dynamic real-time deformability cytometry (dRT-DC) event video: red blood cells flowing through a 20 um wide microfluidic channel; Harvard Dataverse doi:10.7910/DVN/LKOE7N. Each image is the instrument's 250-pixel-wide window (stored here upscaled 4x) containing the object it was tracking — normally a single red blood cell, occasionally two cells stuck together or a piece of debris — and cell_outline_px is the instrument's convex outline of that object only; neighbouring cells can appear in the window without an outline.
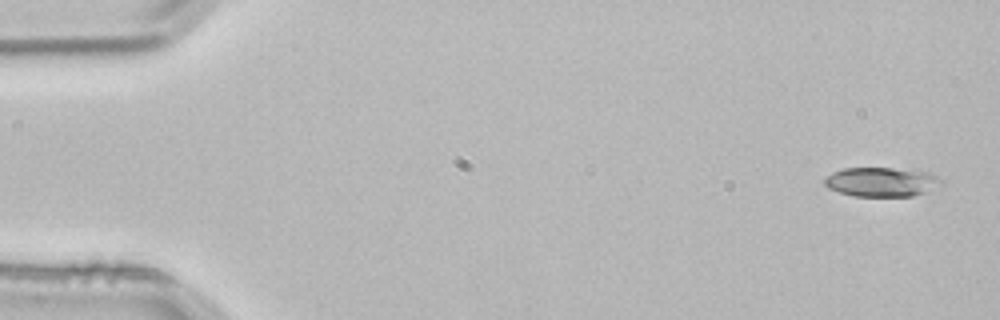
{"species": "common noctule bat (a hibernating species)", "species_latin": "Nyctalus noctula", "temperature_condition": "room temperature", "stored_images_in_passage": 4, "camera_frame_rate_fps": 3000, "um_per_image_px": 0.085, "animal": {"sex": "male", "body_mass_g": 21.5, "forearm_length_mm": 52.0}, "frame": {"image": 1, "passage_image": 1, "time_ms": 0.0, "image_size_px": [1000, 320], "cell_outline_px": [[944, 184], [924, 192], [912, 196], [852, 196], [828, 188], [824, 184], [824, 180], [832, 172], [844, 168], [892, 168], [928, 172], [944, 180]], "centroid_in_image_um": [74.94, 15.46], "position_along_channel_um": 10.1, "area_um2": 19.88}}
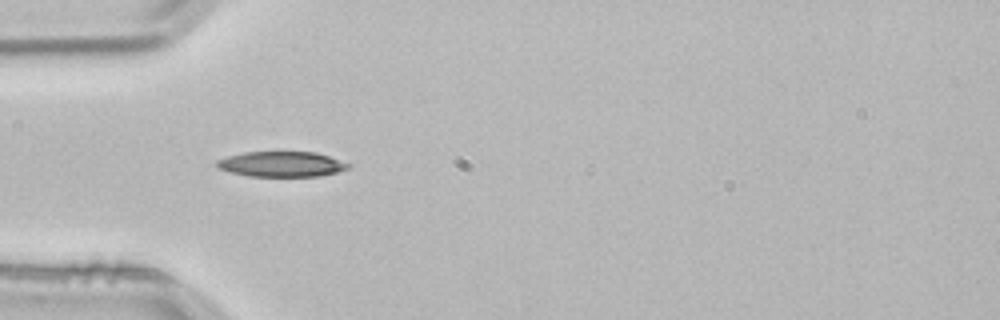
{"frame": {"image": 2, "passage_image": 4, "time_ms": 1.0, "image_size_px": [1000, 320], "cell_outline_px": [[352, 164], [348, 168], [336, 172], [320, 176], [252, 176], [232, 172], [216, 168], [216, 160], [228, 156], [244, 152], [316, 152]], "centroid_in_image_um": [23.93, 13.95], "position_along_channel_um": 61.1, "area_um2": 19.25}}